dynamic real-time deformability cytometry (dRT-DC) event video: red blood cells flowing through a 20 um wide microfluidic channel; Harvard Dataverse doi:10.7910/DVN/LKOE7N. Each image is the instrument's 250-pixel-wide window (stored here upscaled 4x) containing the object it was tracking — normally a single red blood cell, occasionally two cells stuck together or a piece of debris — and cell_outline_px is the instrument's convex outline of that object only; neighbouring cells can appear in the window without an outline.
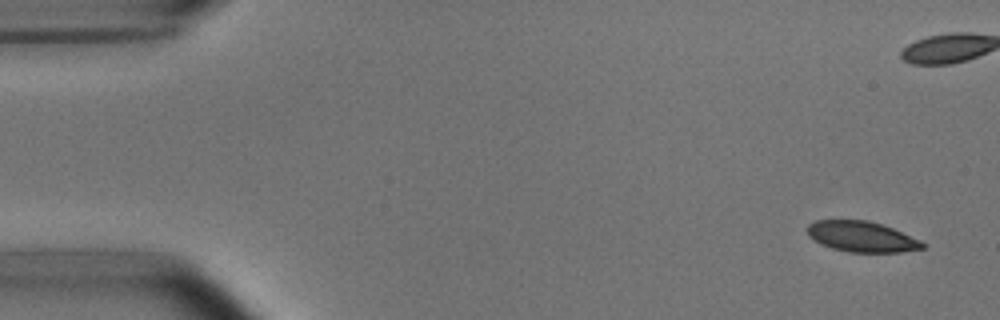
{"species": "common noctule bat (a hibernating species)", "species_latin": "Nyctalus noctula", "temperature_condition": "room temperature", "stored_images_in_passage": 7, "camera_frame_rate_fps": 3000, "um_per_image_px": 0.085, "animal": {"sex": "male", "body_mass_g": 15.6}, "frame": {"image": 1, "passage_image": 1, "time_ms": 0.0, "image_size_px": [1000, 320], "cell_outline_px": [[924, 248], [900, 252], [848, 252], [832, 248], [820, 244], [808, 236], [808, 224], [816, 220], [868, 220], [892, 228], [920, 240], [924, 244]], "centroid_in_image_um": [73.21, 20.11], "position_along_channel_um": 11.8, "area_um2": 20.4}}